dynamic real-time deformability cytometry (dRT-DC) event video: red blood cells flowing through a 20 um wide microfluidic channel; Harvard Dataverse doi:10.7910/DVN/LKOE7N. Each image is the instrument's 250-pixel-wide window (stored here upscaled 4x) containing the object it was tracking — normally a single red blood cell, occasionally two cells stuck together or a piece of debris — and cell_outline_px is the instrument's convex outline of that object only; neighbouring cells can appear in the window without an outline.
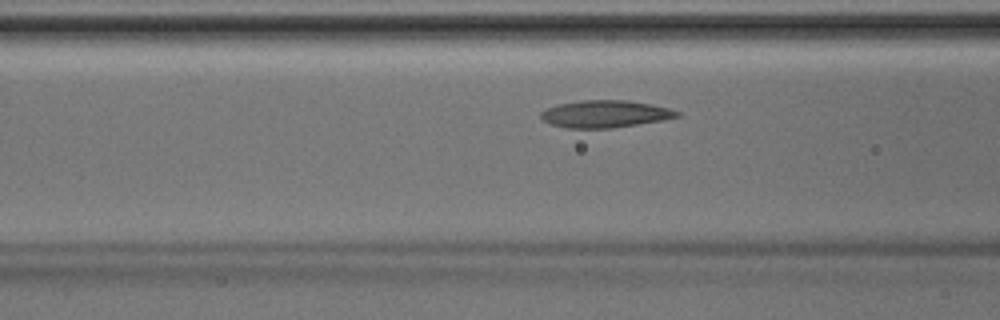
{"species": "Egyptian fruit bat (a non-hibernating species)", "species_latin": "Rousettus aegyptiacus", "temperature_condition": "room temperature", "stored_images_in_passage": 34, "camera_frame_rate_fps": 3000, "um_per_image_px": 0.085, "animal": {"sex": "male"}, "frame": {"image": 1, "passage_image": 11, "time_ms": 3.333, "image_size_px": [1000, 320], "cell_outline_px": [[680, 116], [664, 120], [612, 128], [568, 128], [552, 124], [544, 120], [540, 116], [540, 112], [544, 108], [556, 104], [580, 100], [628, 100], [652, 104], [668, 108], [680, 112]], "centroid_in_image_um": [51.42, 9.67], "position_along_channel_um": 115.2, "area_um2": 21.73}}
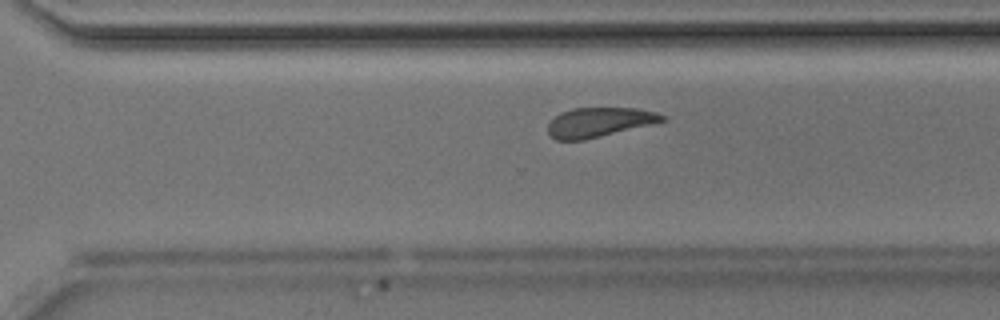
{"frame": {"image": 2, "passage_image": 25, "time_ms": 8.0, "image_size_px": [1000, 320], "cell_outline_px": [[664, 120], [652, 124], [584, 140], [556, 140], [548, 132], [548, 124], [560, 112], [572, 108], [636, 108], [656, 112], [664, 116]], "centroid_in_image_um": [50.9, 10.38], "position_along_channel_um": 319.7, "area_um2": 19.42}}
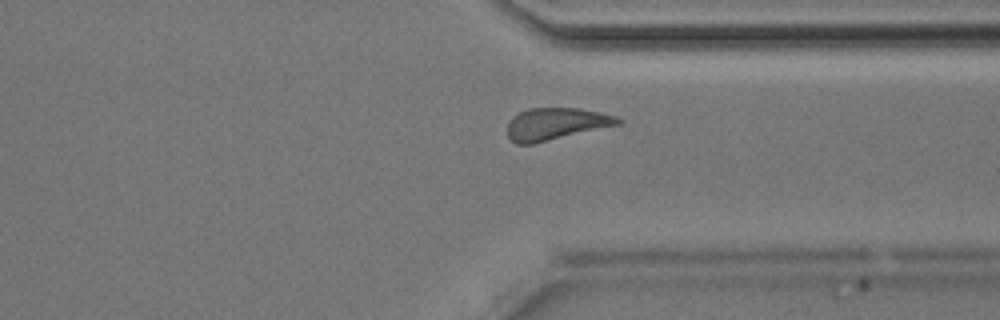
{"frame": {"image": 3, "passage_image": 28, "time_ms": 9.0, "image_size_px": [1000, 320], "cell_outline_px": [[624, 120], [620, 124], [532, 144], [516, 144], [508, 136], [508, 120], [512, 116], [528, 108], [576, 108], [600, 112], [616, 116]], "centroid_in_image_um": [47.24, 10.52], "position_along_channel_um": 364.2, "area_um2": 20.58}}